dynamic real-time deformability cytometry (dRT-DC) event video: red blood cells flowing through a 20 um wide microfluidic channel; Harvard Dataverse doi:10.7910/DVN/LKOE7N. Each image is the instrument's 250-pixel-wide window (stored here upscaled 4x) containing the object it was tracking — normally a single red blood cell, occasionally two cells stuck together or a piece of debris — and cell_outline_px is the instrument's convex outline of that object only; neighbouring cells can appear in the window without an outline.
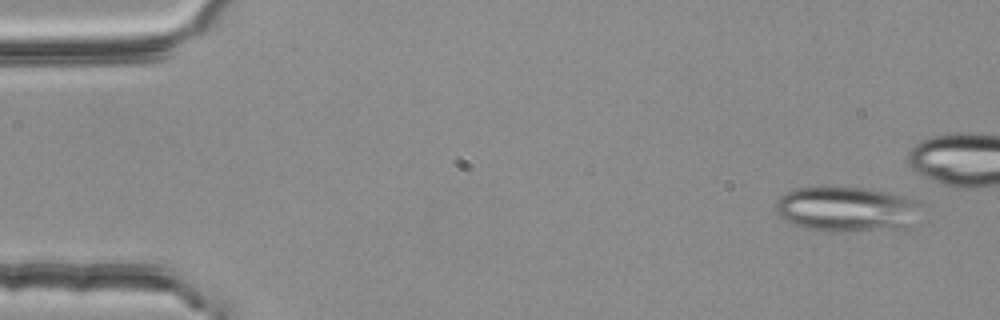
{"species": "common noctule bat (a hibernating species)", "species_latin": "Nyctalus noctula", "temperature_condition": "room temperature", "stored_images_in_passage": 5, "camera_frame_rate_fps": 3000, "um_per_image_px": 0.085, "animal": {"sex": "female", "body_mass_g": 25.1}, "frame": {"image": 1, "passage_image": 1, "time_ms": 0.0, "image_size_px": [1000, 320], "cell_outline_px": [[920, 204], [908, 228], [848, 232], [828, 232], [804, 228], [792, 224], [784, 220], [776, 212], [776, 200], [784, 192], [792, 188], [860, 188], [916, 196], [920, 200]], "centroid_in_image_um": [71.96, 17.79], "position_along_channel_um": 13.0, "area_um2": 38.67}}